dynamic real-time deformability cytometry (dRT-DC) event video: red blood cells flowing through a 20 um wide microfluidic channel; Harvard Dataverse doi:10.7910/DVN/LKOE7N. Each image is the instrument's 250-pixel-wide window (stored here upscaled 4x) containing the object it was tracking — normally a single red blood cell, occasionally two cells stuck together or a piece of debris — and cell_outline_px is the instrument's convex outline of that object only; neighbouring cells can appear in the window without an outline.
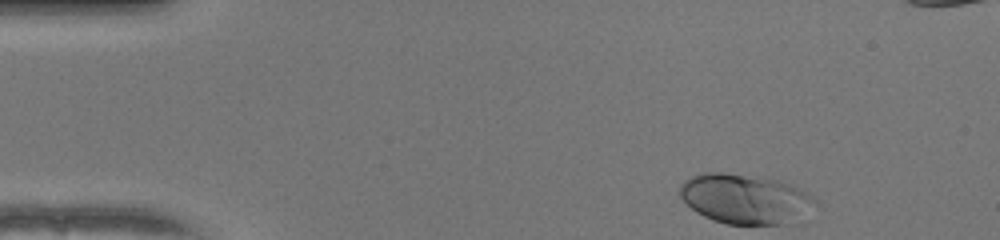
{"species": "human", "species_latin": "Homo sapiens", "temperature_condition": "warm", "stored_images_in_passage": 14, "camera_frame_rate_fps": 3000, "um_per_image_px": 0.085, "donor": {"sex": "female"}, "frame": {"image": 1, "passage_image": 1, "time_ms": 0.0, "image_size_px": [1000, 240], "cell_outline_px": [[816, 204], [804, 224], [728, 224], [712, 220], [696, 212], [680, 196], [680, 188], [684, 180], [692, 176], [704, 172], [720, 172], [760, 176], [776, 180], [800, 188], [812, 196], [816, 200]], "centroid_in_image_um": [63.45, 16.93], "position_along_channel_um": 21.6, "area_um2": 40.06}}
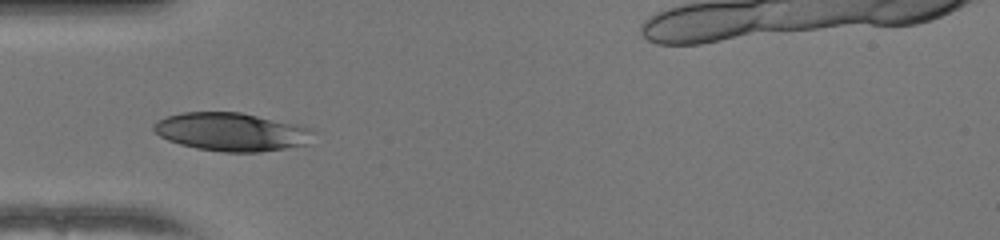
{"frame": {"image": 2, "passage_image": 11, "time_ms": 3.333, "image_size_px": [1000, 240], "cell_outline_px": [[312, 132], [304, 144], [284, 148], [260, 152], [224, 152], [196, 148], [180, 144], [168, 140], [160, 136], [152, 128], [152, 124], [156, 120], [168, 116], [184, 112], [240, 112], [296, 124], [312, 128]], "centroid_in_image_um": [19.6, 11.2], "position_along_channel_um": 65.4, "area_um2": 35.2}}
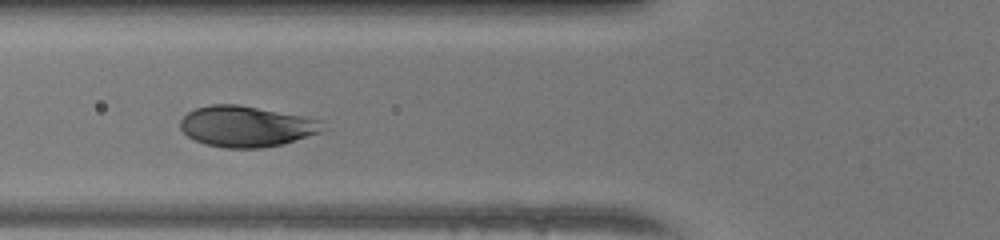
{"frame": {"image": 3, "passage_image": 14, "time_ms": 4.333, "image_size_px": [1000, 240], "cell_outline_px": [[324, 120], [320, 132], [284, 144], [260, 148], [224, 148], [204, 144], [188, 136], [180, 128], [180, 120], [188, 112], [196, 108], [212, 104], [236, 104], [304, 116]], "centroid_in_image_um": [20.93, 10.74], "position_along_channel_um": 104.9, "area_um2": 33.81}}